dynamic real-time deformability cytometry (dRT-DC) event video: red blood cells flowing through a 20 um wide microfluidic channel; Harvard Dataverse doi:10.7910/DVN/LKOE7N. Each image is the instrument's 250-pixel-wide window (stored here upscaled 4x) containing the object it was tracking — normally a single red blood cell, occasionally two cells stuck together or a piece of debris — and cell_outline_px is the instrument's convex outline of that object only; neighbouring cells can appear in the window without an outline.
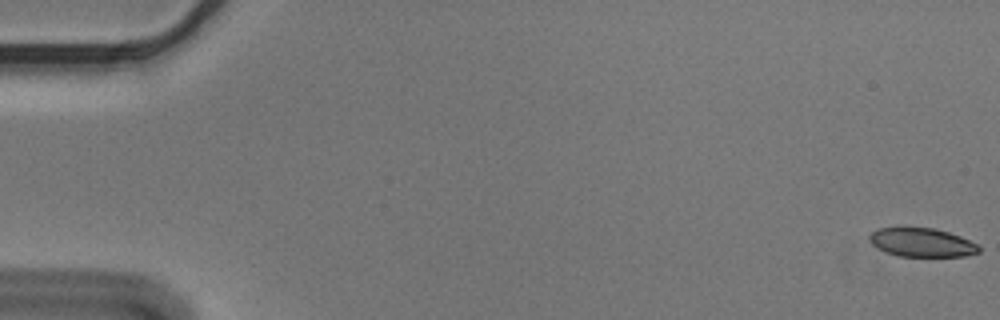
{"species": "Egyptian fruit bat (a non-hibernating species)", "species_latin": "Rousettus aegyptiacus", "temperature_condition": "cold", "stored_images_in_passage": 7, "camera_frame_rate_fps": 3000, "um_per_image_px": 0.085, "animal": {"sex": "male"}, "frame": {"image": 1, "passage_image": 1, "time_ms": 0.0, "image_size_px": [1000, 320], "cell_outline_px": [[980, 252], [964, 256], [896, 256], [872, 244], [868, 240], [868, 236], [876, 228], [904, 224], [936, 228], [960, 236], [976, 244], [980, 248]], "centroid_in_image_um": [78.28, 20.55], "position_along_channel_um": 6.7, "area_um2": 19.02}}
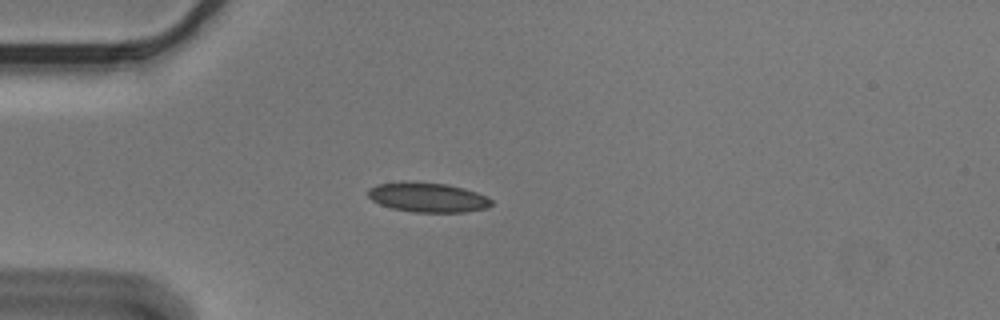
{"frame": {"image": 2, "passage_image": 5, "time_ms": 1.333, "image_size_px": [1000, 320], "cell_outline_px": [[492, 204], [488, 208], [464, 212], [412, 212], [392, 208], [380, 204], [372, 200], [368, 196], [368, 188], [376, 184], [404, 180], [412, 180], [448, 184], [464, 188], [488, 196], [492, 200]], "centroid_in_image_um": [36.34, 16.75], "position_along_channel_um": 48.7, "area_um2": 21.79}}